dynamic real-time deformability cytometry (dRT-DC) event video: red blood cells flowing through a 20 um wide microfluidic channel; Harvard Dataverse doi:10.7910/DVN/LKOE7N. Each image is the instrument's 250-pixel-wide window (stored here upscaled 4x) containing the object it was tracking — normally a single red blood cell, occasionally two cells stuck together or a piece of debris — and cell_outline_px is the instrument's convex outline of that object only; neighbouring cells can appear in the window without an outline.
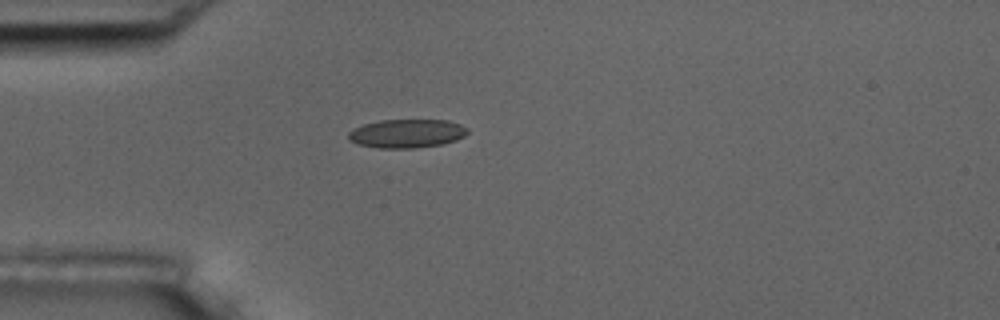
{"species": "common noctule bat (a hibernating species)", "species_latin": "Nyctalus noctula", "temperature_condition": "room temperature", "stored_images_in_passage": 2, "camera_frame_rate_fps": 3000, "um_per_image_px": 0.085, "animal": {"sex": "male", "body_mass_g": 17.5, "forearm_length_mm": 52.3}, "frame": {"image": 1, "passage_image": 1, "time_ms": 0.0, "image_size_px": [1000, 320], "cell_outline_px": [[468, 132], [464, 136], [456, 140], [440, 144], [412, 148], [376, 148], [356, 144], [348, 140], [348, 132], [352, 128], [364, 124], [380, 120], [448, 120], [460, 124], [468, 128]], "centroid_in_image_um": [34.53, 11.34], "position_along_channel_um": 50.5, "area_um2": 20.0}}